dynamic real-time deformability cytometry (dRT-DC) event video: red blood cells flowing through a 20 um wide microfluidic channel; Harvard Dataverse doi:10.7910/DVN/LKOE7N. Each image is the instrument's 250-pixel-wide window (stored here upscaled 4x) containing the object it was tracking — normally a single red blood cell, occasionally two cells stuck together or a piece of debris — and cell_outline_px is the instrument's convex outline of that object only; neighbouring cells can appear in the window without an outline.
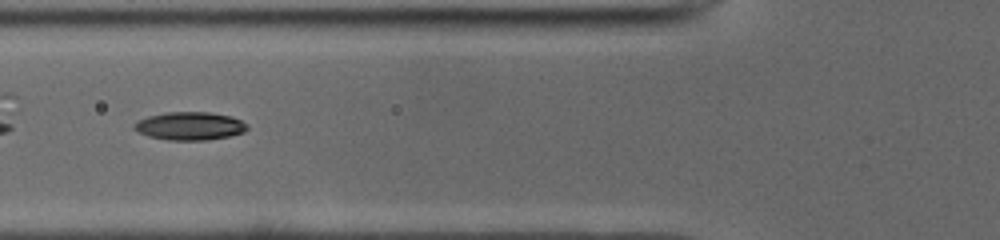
{"species": "common noctule bat (a hibernating species)", "species_latin": "Nyctalus noctula", "temperature_condition": "cold", "stored_images_in_passage": 15, "camera_frame_rate_fps": 3000, "um_per_image_px": 0.085, "animal": {"sex": "male", "body_mass_g": 19.0, "forearm_length_mm": 50.8}, "frame": {"image": 1, "passage_image": 5, "time_ms": 1.333, "image_size_px": [1000, 240], "cell_outline_px": [[248, 128], [244, 132], [228, 136], [208, 140], [168, 140], [148, 136], [132, 128], [132, 124], [148, 116], [164, 112], [212, 112], [232, 116], [248, 124]], "centroid_in_image_um": [16.14, 10.7], "position_along_channel_um": 109.7, "area_um2": 18.61}}
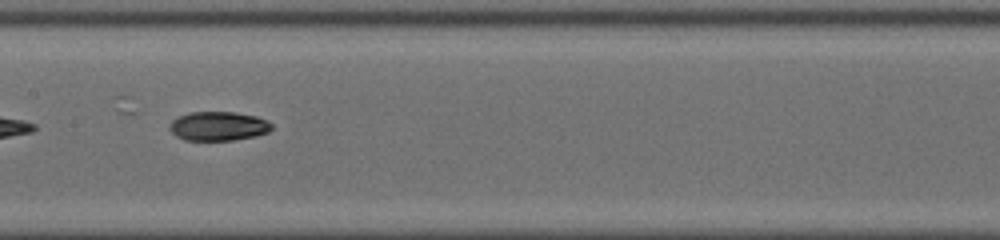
{"frame": {"image": 2, "passage_image": 11, "time_ms": 3.333, "image_size_px": [1000, 240], "cell_outline_px": [[272, 128], [268, 132], [256, 136], [232, 140], [184, 140], [176, 136], [168, 128], [168, 124], [176, 116], [192, 112], [236, 112], [256, 116], [268, 120], [272, 124]], "centroid_in_image_um": [18.54, 10.71], "position_along_channel_um": 188.9, "area_um2": 17.51}}